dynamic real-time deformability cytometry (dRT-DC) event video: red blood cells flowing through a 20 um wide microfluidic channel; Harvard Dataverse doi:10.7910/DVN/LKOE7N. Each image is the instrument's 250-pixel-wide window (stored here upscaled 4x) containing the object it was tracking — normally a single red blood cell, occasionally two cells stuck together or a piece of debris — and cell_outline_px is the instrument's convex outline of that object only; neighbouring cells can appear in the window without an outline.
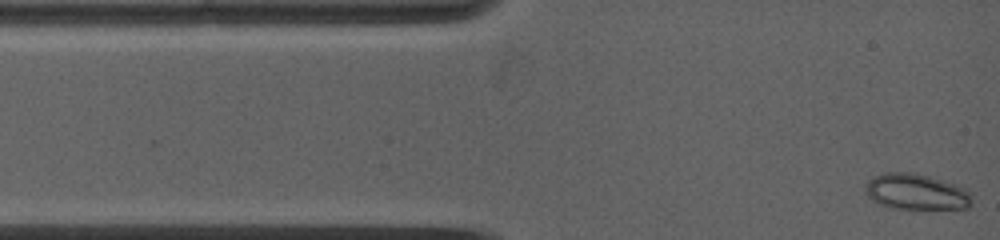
{"species": "common noctule bat (a hibernating species)", "species_latin": "Nyctalus noctula", "temperature_condition": "warm", "stored_images_in_passage": 30, "camera_frame_rate_fps": 5000, "um_per_image_px": 0.085, "animal": {"sex": "female", "body_mass_g": 19.0, "forearm_length_mm": 53.3}, "frame": {"image": 1, "passage_image": 1, "time_ms": 0.0, "image_size_px": [1000, 240], "cell_outline_px": [[972, 204], [968, 208], [888, 208], [872, 200], [864, 192], [864, 184], [872, 176], [884, 172], [912, 172], [960, 184], [972, 192]], "centroid_in_image_um": [77.88, 16.28], "position_along_channel_um": 7.1, "area_um2": 22.77}}
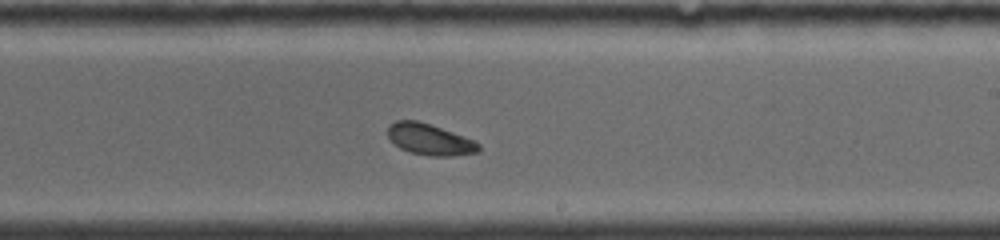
{"frame": {"image": 2, "passage_image": 19, "time_ms": 7.6, "image_size_px": [1000, 240], "cell_outline_px": [[480, 152], [452, 156], [428, 156], [408, 152], [400, 148], [388, 136], [388, 124], [396, 120], [416, 120], [476, 140], [480, 144]], "centroid_in_image_um": [36.54, 11.86], "position_along_channel_um": 252.5, "area_um2": 16.59}}
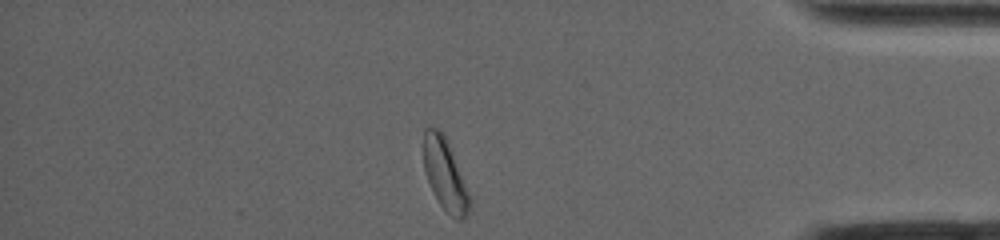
{"frame": {"image": 3, "passage_image": 30, "time_ms": 12.2, "image_size_px": [1000, 240], "cell_outline_px": [[472, 200], [468, 216], [464, 220], [456, 220], [440, 204], [432, 192], [424, 172], [424, 128], [436, 128], [444, 136], [452, 152]], "centroid_in_image_um": [37.84, 14.91], "position_along_channel_um": 397.4, "area_um2": 19.02}, "authors_computed_cell_mechanics": {"area_um2": 17.5134, "velocity_mm_per_s": 3.8785, "shape_relaxation_time_tau1_ms": 3.206, "shape_relaxation_time_tau2_ms": null, "deformation_change_tau1": 0.0936, "deformation_change_tau2": null}}